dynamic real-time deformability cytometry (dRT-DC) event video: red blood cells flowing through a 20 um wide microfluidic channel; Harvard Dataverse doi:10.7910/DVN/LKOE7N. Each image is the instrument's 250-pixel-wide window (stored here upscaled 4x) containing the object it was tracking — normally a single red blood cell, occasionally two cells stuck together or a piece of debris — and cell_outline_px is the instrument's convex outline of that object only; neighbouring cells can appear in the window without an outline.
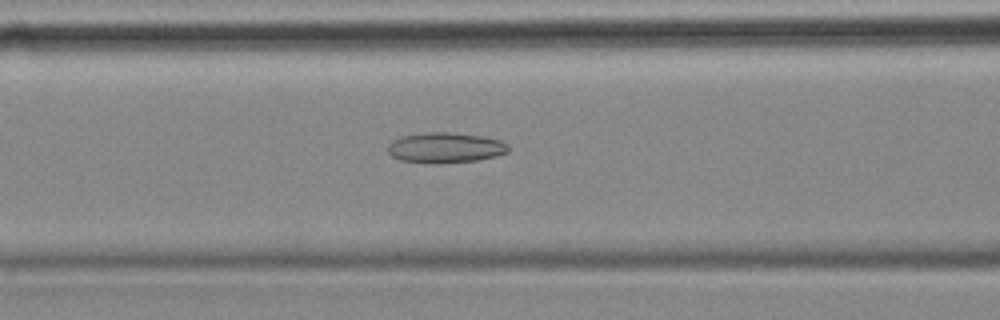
{"species": "common noctule bat (a hibernating species)", "species_latin": "Nyctalus noctula", "temperature_condition": "cold", "stored_images_in_passage": 56, "camera_frame_rate_fps": 3000, "um_per_image_px": 0.085, "animal": {"sex": "female", "body_mass_g": 18.4}, "frame": {"image": 1, "passage_image": 22, "time_ms": 7.0, "image_size_px": [1000, 320], "cell_outline_px": [[508, 152], [496, 156], [476, 160], [432, 164], [400, 160], [392, 156], [388, 152], [388, 144], [392, 140], [400, 136], [424, 132], [448, 132], [484, 136], [500, 140], [508, 144]], "centroid_in_image_um": [37.82, 12.55], "position_along_channel_um": 128.8, "area_um2": 21.5}}
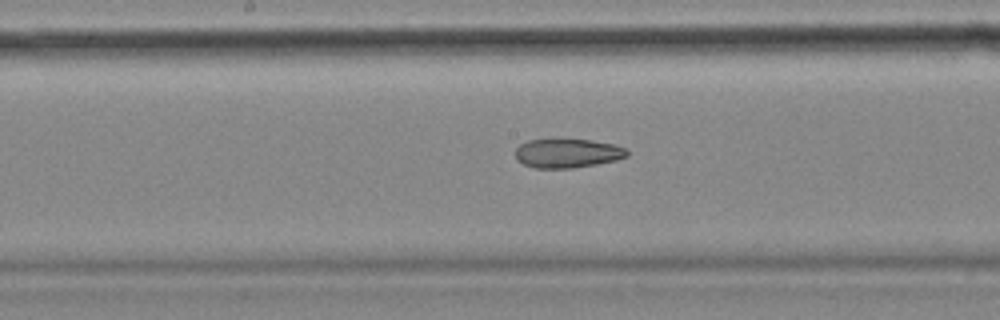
{"frame": {"image": 2, "passage_image": 28, "time_ms": 9.0, "image_size_px": [1000, 320], "cell_outline_px": [[628, 156], [616, 160], [596, 164], [572, 168], [536, 168], [524, 164], [516, 160], [516, 148], [520, 144], [528, 140], [552, 136], [592, 140], [616, 144], [628, 148]], "centroid_in_image_um": [48.23, 12.97], "position_along_channel_um": 200.0, "area_um2": 19.83}}
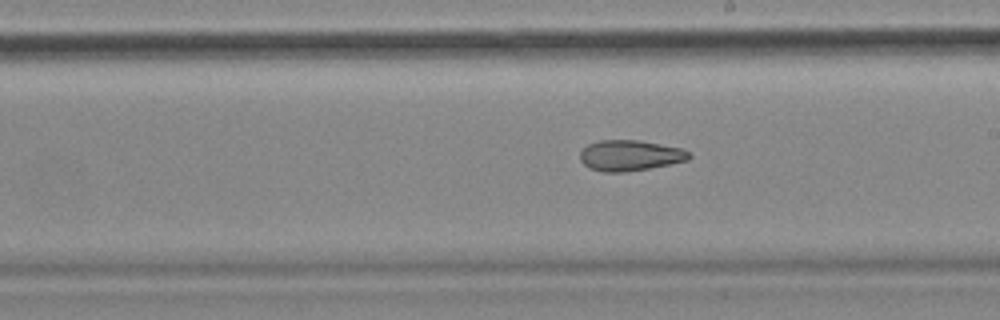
{"frame": {"image": 3, "passage_image": 31, "time_ms": 10.0, "image_size_px": [1000, 320], "cell_outline_px": [[692, 156], [688, 160], [648, 168], [624, 172], [604, 172], [592, 168], [584, 164], [580, 160], [580, 152], [588, 144], [600, 140], [640, 140], [684, 148]], "centroid_in_image_um": [53.57, 13.2], "position_along_channel_um": 235.4, "area_um2": 19.42}, "authors_computed_cell_mechanics": {"area_um2": 22.7154, "velocity_mm_per_s": 3.5706, "shape_relaxation_time_tau1_ms": null, "shape_relaxation_time_tau2_ms": 5.5346, "deformation_change_tau1": null, "deformation_change_tau2": 0.1378}}